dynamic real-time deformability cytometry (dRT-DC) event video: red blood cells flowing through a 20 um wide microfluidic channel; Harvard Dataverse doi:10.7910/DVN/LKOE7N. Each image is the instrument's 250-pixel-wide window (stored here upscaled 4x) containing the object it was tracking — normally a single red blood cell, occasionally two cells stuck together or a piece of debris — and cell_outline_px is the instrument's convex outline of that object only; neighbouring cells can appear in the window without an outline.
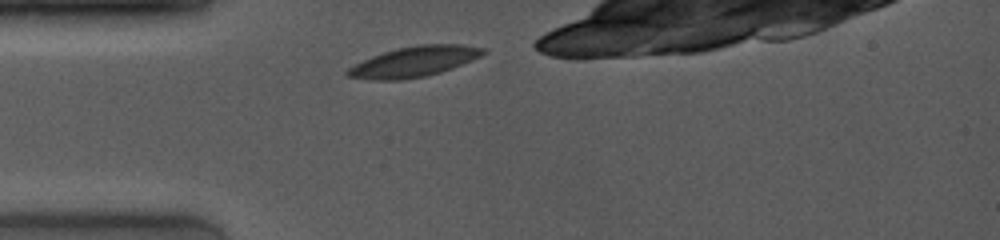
{"species": "common noctule bat (a hibernating species)", "species_latin": "Nyctalus noctula", "temperature_condition": "room temperature", "stored_images_in_passage": 16, "camera_frame_rate_fps": 4000, "um_per_image_px": 0.085, "animal": {"sex": "female", "body_mass_g": 19.0, "forearm_length_mm": 53.3}, "frame": {"image": 1, "passage_image": 1, "time_ms": 0.0, "image_size_px": [1000, 240], "cell_outline_px": [[488, 52], [472, 60], [452, 68], [440, 72], [424, 76], [400, 80], [372, 80], [344, 76], [344, 72], [348, 68], [372, 56], [396, 48], [420, 44], [460, 44], [484, 48]], "centroid_in_image_um": [35.18, 5.24], "position_along_channel_um": 49.8, "area_um2": 23.93}}
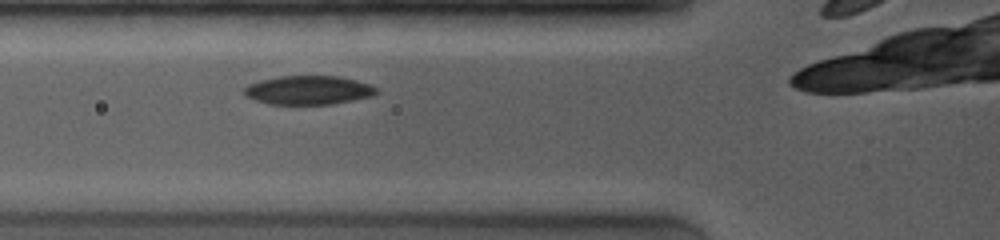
{"frame": {"image": 2, "passage_image": 7, "time_ms": 1.5, "image_size_px": [1000, 240], "cell_outline_px": [[380, 92], [372, 96], [332, 104], [268, 104], [244, 96], [244, 88], [248, 84], [260, 80], [280, 76], [336, 76], [356, 80], [368, 84], [376, 88]], "centroid_in_image_um": [26.19, 7.66], "position_along_channel_um": 99.6, "area_um2": 22.2}}
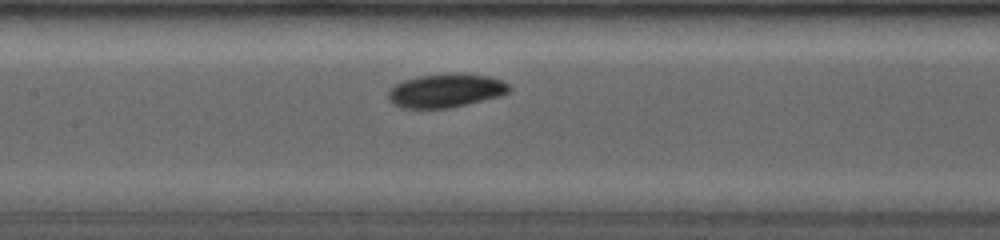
{"frame": {"image": 3, "passage_image": 14, "time_ms": 3.25, "image_size_px": [1000, 240], "cell_outline_px": [[512, 88], [508, 92], [500, 96], [448, 108], [400, 108], [392, 104], [388, 100], [388, 88], [392, 84], [404, 80], [420, 76], [448, 72], [460, 72], [488, 76], [504, 80]], "centroid_in_image_um": [37.86, 7.68], "position_along_channel_um": 169.5, "area_um2": 24.22}}